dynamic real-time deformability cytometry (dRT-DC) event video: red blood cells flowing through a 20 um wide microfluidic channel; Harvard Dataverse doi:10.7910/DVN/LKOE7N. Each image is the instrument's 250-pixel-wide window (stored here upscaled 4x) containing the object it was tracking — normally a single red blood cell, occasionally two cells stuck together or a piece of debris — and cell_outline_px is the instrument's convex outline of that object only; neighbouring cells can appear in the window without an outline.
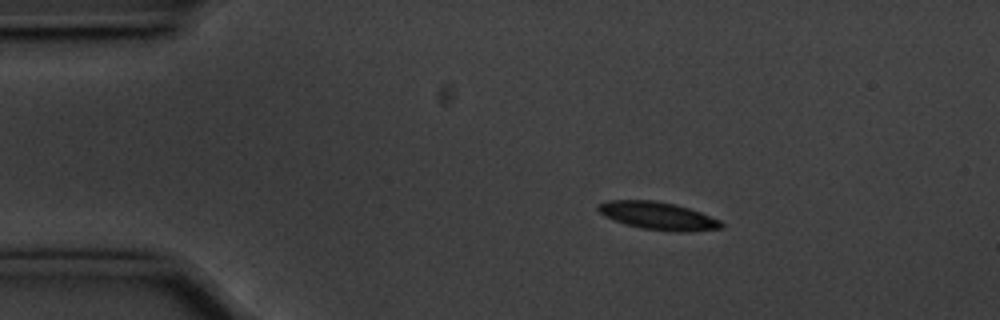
{"species": "common noctule bat (a hibernating species)", "species_latin": "Nyctalus noctula", "temperature_condition": "cold", "stored_images_in_passage": 55, "camera_frame_rate_fps": 3000, "um_per_image_px": 0.085, "animal": {"sex": "male", "body_mass_g": 20.1, "forearm_length_mm": 53.5}, "frame": {"image": 1, "passage_image": 9, "time_ms": 2.667, "image_size_px": [1000, 320], "cell_outline_px": [[724, 224], [720, 228], [680, 232], [672, 232], [640, 228], [624, 224], [604, 216], [596, 208], [596, 204], [608, 200], [652, 200], [676, 204], [700, 212], [720, 220]], "centroid_in_image_um": [55.87, 18.34], "position_along_channel_um": 29.1, "area_um2": 19.94}}
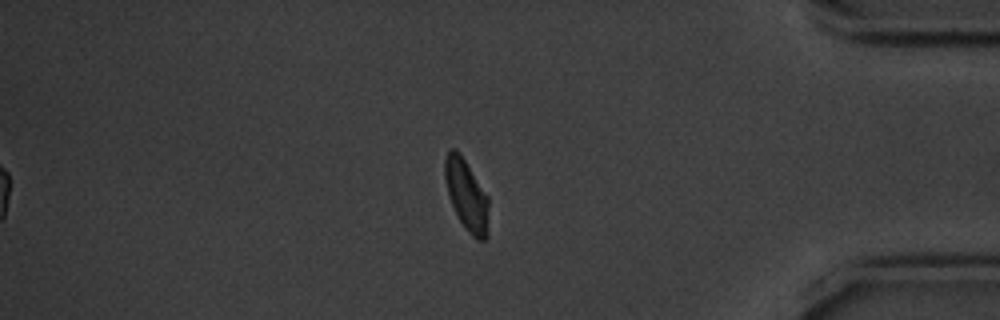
{"frame": {"image": 2, "passage_image": 47, "time_ms": 15.333, "image_size_px": [1000, 320], "cell_outline_px": [[488, 236], [484, 240], [476, 240], [464, 228], [452, 204], [448, 192], [444, 176], [444, 160], [448, 148], [456, 148], [460, 152], [488, 196]], "centroid_in_image_um": [39.66, 16.56], "position_along_channel_um": 395.5, "area_um2": 18.26}}
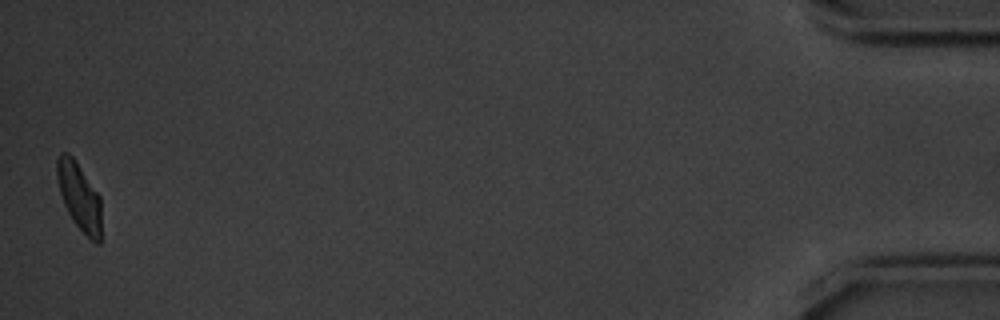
{"frame": {"image": 3, "passage_image": 55, "time_ms": 18.0, "image_size_px": [1000, 320], "cell_outline_px": [[100, 244], [96, 244], [72, 220], [64, 204], [60, 192], [56, 176], [56, 160], [60, 152], [68, 152], [76, 160], [100, 196]], "centroid_in_image_um": [6.71, 16.65], "position_along_channel_um": 428.5, "area_um2": 17.4}, "authors_computed_cell_mechanics": {"area_um2": 19.1318, "velocity_mm_per_s": 3.542, "shape_relaxation_time_tau1_ms": null, "shape_relaxation_time_tau2_ms": 4.6144, "deformation_change_tau1": null, "deformation_change_tau2": 0.0902}}